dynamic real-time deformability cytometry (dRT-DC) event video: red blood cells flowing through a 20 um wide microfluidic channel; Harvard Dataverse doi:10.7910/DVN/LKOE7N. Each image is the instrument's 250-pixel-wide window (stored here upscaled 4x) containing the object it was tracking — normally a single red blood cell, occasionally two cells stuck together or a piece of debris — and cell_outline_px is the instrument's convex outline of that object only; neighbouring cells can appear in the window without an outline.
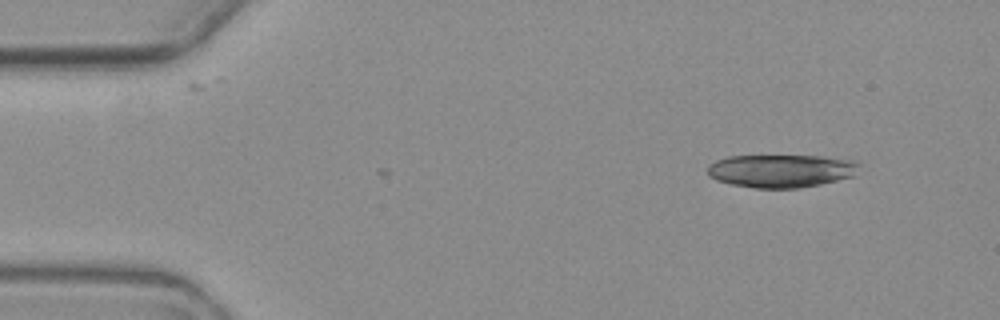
{"species": "common noctule bat (a hibernating species)", "species_latin": "Nyctalus noctula", "temperature_condition": "warm", "stored_images_in_passage": 4, "camera_frame_rate_fps": 3000, "um_per_image_px": 0.085, "animal": {"sex": "female", "body_mass_g": 19.3, "forearm_length_mm": 54.1}, "frame": {"image": 1, "passage_image": 1, "time_ms": 0.0, "image_size_px": [1000, 320], "cell_outline_px": [[860, 164], [856, 176], [820, 184], [800, 188], [756, 188], [732, 184], [716, 180], [708, 176], [708, 164], [716, 160], [728, 156], [820, 156], [852, 160]], "centroid_in_image_um": [66.4, 14.52], "position_along_channel_um": 18.6, "area_um2": 29.3}}